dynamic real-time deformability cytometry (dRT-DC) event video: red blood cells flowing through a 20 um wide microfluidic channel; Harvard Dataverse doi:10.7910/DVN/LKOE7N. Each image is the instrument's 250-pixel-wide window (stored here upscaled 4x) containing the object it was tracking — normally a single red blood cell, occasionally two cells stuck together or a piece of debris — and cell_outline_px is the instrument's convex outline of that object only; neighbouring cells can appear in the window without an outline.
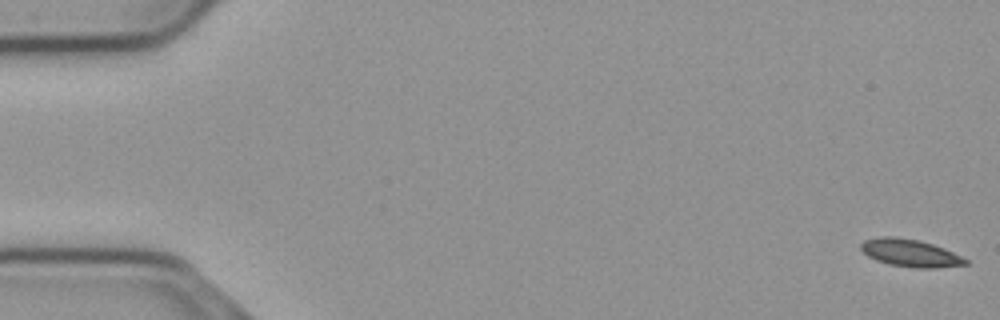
{"species": "common noctule bat (a hibernating species)", "species_latin": "Nyctalus noctula", "temperature_condition": "cold", "stored_images_in_passage": 56, "camera_frame_rate_fps": 3000, "um_per_image_px": 0.085, "animal": {"sex": "male", "body_mass_g": 23.1, "forearm_length_mm": 52.7}, "frame": {"image": 1, "passage_image": 1, "time_ms": 0.0, "image_size_px": [1000, 320], "cell_outline_px": [[968, 264], [936, 268], [916, 268], [888, 264], [876, 260], [868, 256], [860, 248], [860, 244], [864, 240], [880, 236], [896, 236], [920, 240], [944, 248], [968, 260]], "centroid_in_image_um": [77.35, 21.49], "position_along_channel_um": 7.7, "area_um2": 16.82}}
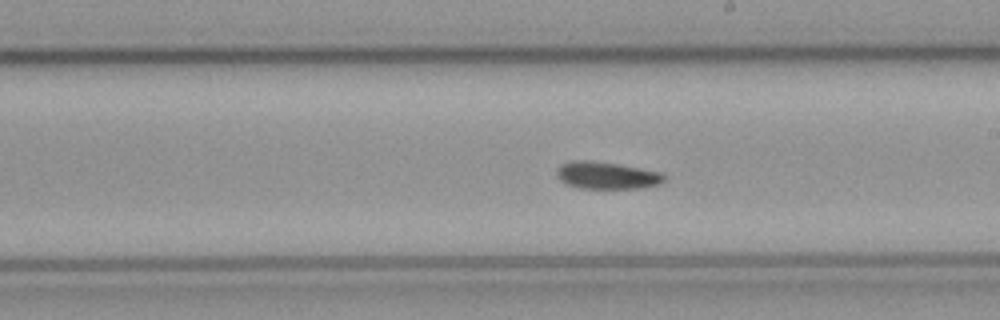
{"frame": {"image": 2, "passage_image": 32, "time_ms": 10.333, "image_size_px": [1000, 320], "cell_outline_px": [[664, 180], [660, 184], [644, 188], [580, 188], [568, 184], [560, 180], [556, 176], [556, 168], [560, 164], [572, 160], [588, 160], [620, 164], [660, 172], [664, 176]], "centroid_in_image_um": [51.54, 14.9], "position_along_channel_um": 237.5, "area_um2": 17.11}}
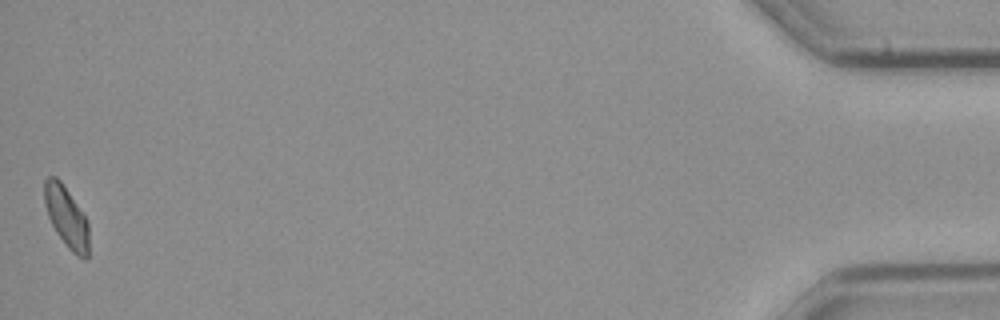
{"frame": {"image": 3, "passage_image": 56, "time_ms": 18.333, "image_size_px": [1000, 320], "cell_outline_px": [[88, 256], [84, 260], [76, 256], [68, 248], [56, 232], [48, 216], [44, 204], [44, 180], [48, 176], [56, 176], [60, 180], [88, 220]], "centroid_in_image_um": [5.64, 18.44], "position_along_channel_um": 429.6, "area_um2": 15.84}, "authors_computed_cell_mechanics": {"area_um2": 16.762, "velocity_mm_per_s": 3.6683, "shape_relaxation_time_tau1_ms": 9.1487, "shape_relaxation_time_tau2_ms": null, "deformation_change_tau1": 0.1305, "deformation_change_tau2": null}}